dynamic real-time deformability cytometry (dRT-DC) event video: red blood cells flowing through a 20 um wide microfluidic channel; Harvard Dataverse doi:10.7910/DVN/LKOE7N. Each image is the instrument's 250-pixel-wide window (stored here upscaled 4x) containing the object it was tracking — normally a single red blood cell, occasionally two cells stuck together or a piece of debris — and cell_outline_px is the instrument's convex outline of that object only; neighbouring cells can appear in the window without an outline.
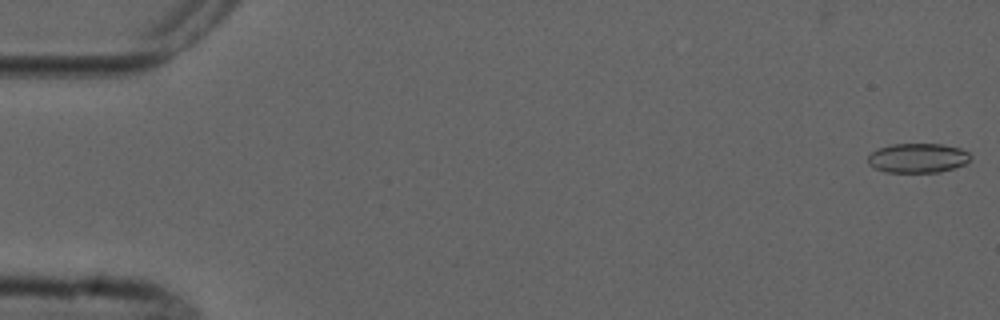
{"species": "common noctule bat (a hibernating species)", "species_latin": "Nyctalus noctula", "temperature_condition": "cold", "stored_images_in_passage": 4, "camera_frame_rate_fps": 3000, "um_per_image_px": 0.085, "animal": {"sex": "male", "forearm_length_mm": 52.5}, "frame": {"image": 1, "passage_image": 1, "time_ms": 0.0, "image_size_px": [1000, 320], "cell_outline_px": [[972, 156], [964, 164], [940, 172], [884, 172], [868, 164], [868, 156], [876, 148], [892, 144], [944, 144], [960, 148], [968, 152]], "centroid_in_image_um": [77.99, 13.42], "position_along_channel_um": 7.0, "area_um2": 17.63}}